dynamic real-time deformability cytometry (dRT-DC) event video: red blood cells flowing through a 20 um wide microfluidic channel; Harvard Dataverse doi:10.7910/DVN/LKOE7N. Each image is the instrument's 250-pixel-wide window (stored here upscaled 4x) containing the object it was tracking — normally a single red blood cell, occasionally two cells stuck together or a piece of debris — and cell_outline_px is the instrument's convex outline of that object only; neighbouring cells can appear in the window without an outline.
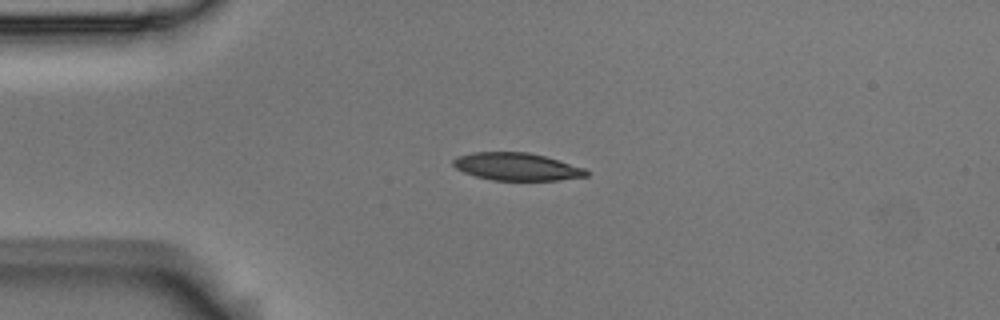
{"species": "Egyptian fruit bat (a non-hibernating species)", "species_latin": "Rousettus aegyptiacus", "temperature_condition": "room temperature", "stored_images_in_passage": 43, "camera_frame_rate_fps": 3000, "um_per_image_px": 0.085, "animal": {"sex": "male"}, "frame": {"image": 1, "passage_image": 1, "time_ms": 0.0, "image_size_px": [1000, 320], "cell_outline_px": [[588, 176], [556, 180], [492, 180], [476, 176], [464, 172], [456, 168], [452, 164], [452, 160], [456, 156], [472, 152], [528, 152], [544, 156], [584, 168], [588, 172]], "centroid_in_image_um": [43.87, 14.16], "position_along_channel_um": 41.1, "area_um2": 21.27}}
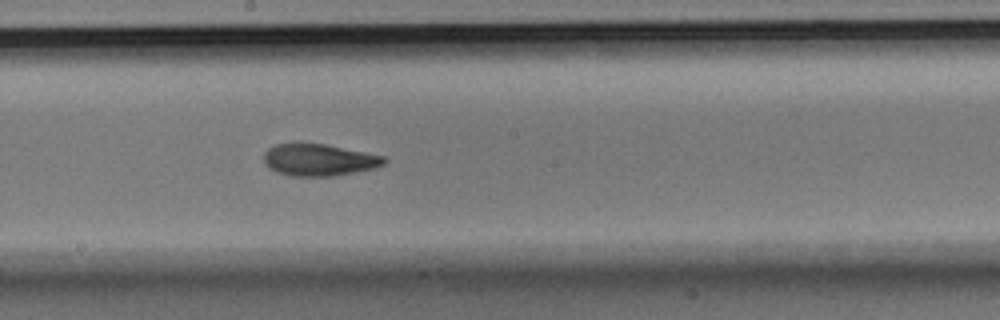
{"frame": {"image": 2, "passage_image": 18, "time_ms": 5.667, "image_size_px": [1000, 320], "cell_outline_px": [[388, 160], [384, 164], [376, 168], [332, 176], [292, 176], [276, 172], [268, 168], [264, 164], [264, 152], [268, 148], [276, 144], [324, 144], [384, 156]], "centroid_in_image_um": [27.1, 13.6], "position_along_channel_um": 221.1, "area_um2": 22.25}}
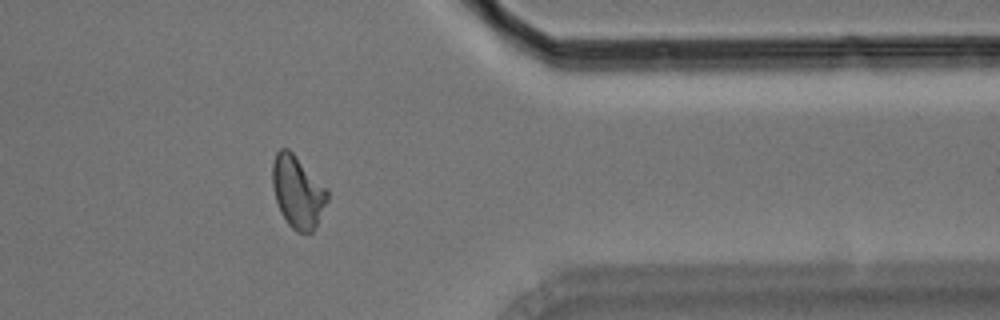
{"frame": {"image": 3, "passage_image": 33, "time_ms": 10.667, "image_size_px": [1000, 320], "cell_outline_px": [[328, 200], [312, 232], [296, 232], [288, 224], [276, 200], [272, 188], [272, 164], [276, 152], [280, 148], [288, 148], [328, 188]], "centroid_in_image_um": [25.3, 16.27], "position_along_channel_um": 386.1, "area_um2": 22.95}, "authors_computed_cell_mechanics": {"area_um2": 22.4842, "velocity_mm_per_s": 3.5923, "shape_relaxation_time_tau1_ms": 4.9809, "shape_relaxation_time_tau2_ms": 2.2988, "deformation_change_tau1": 0.1551, "deformation_change_tau2": 0.082}}